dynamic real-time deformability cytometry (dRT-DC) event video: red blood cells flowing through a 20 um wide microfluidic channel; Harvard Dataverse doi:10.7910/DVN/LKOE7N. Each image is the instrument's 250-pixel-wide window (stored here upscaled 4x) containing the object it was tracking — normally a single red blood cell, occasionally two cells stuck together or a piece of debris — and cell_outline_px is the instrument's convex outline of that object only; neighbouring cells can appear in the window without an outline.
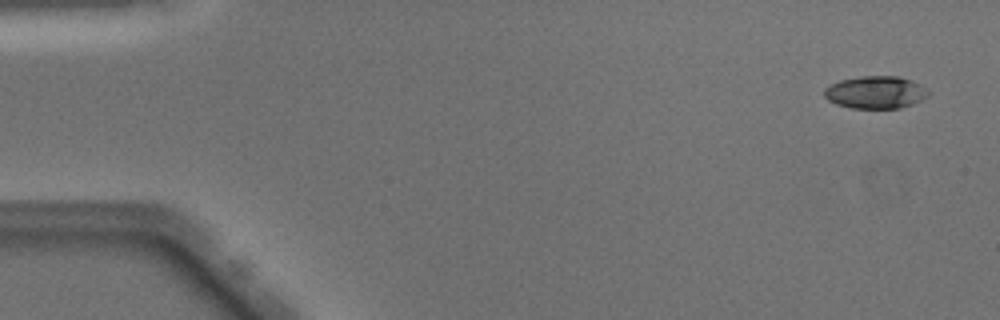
{"species": "Egyptian fruit bat (a non-hibernating species)", "species_latin": "Rousettus aegyptiacus", "temperature_condition": "warm", "stored_images_in_passage": 50, "camera_frame_rate_fps": 3000, "um_per_image_px": 0.085, "animal": {"sex": "male"}, "frame": {"image": 1, "passage_image": 3, "time_ms": 0.667, "image_size_px": [1000, 320], "cell_outline_px": [[928, 96], [912, 104], [900, 108], [852, 108], [836, 104], [828, 100], [824, 96], [824, 88], [840, 80], [860, 76], [896, 76], [912, 80], [924, 88], [928, 92]], "centroid_in_image_um": [74.39, 7.85], "position_along_channel_um": 10.6, "area_um2": 19.54}}
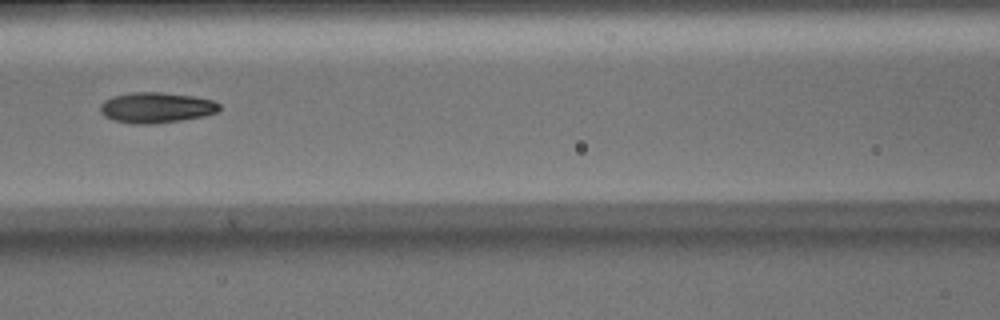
{"frame": {"image": 2, "passage_image": 23, "time_ms": 7.333, "image_size_px": [1000, 320], "cell_outline_px": [[220, 108], [216, 112], [204, 116], [180, 120], [152, 124], [132, 124], [112, 120], [104, 116], [100, 112], [100, 104], [104, 100], [112, 96], [132, 92], [160, 92], [192, 96], [212, 100], [220, 104]], "centroid_in_image_um": [13.23, 9.15], "position_along_channel_um": 153.4, "area_um2": 21.27}}
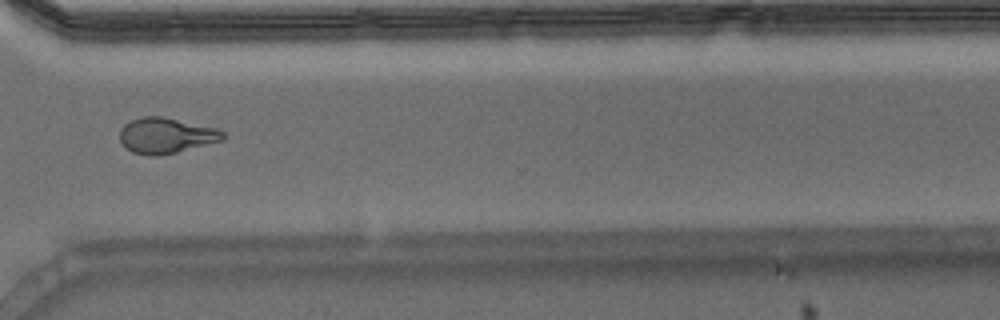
{"frame": {"image": 3, "passage_image": 38, "time_ms": 12.333, "image_size_px": [1000, 320], "cell_outline_px": [[224, 140], [160, 156], [148, 156], [132, 152], [124, 148], [120, 140], [120, 128], [124, 124], [132, 120], [144, 116], [164, 116], [216, 128], [224, 132]], "centroid_in_image_um": [14.09, 11.52], "position_along_channel_um": 356.5, "area_um2": 21.56}, "authors_computed_cell_mechanics": {"area_um2": 20.5479, "velocity_mm_per_s": 4.0659, "shape_relaxation_time_tau1_ms": 5.4741, "shape_relaxation_time_tau2_ms": 1.8917, "deformation_change_tau1": 0.1956, "deformation_change_tau2": 0.0871}}